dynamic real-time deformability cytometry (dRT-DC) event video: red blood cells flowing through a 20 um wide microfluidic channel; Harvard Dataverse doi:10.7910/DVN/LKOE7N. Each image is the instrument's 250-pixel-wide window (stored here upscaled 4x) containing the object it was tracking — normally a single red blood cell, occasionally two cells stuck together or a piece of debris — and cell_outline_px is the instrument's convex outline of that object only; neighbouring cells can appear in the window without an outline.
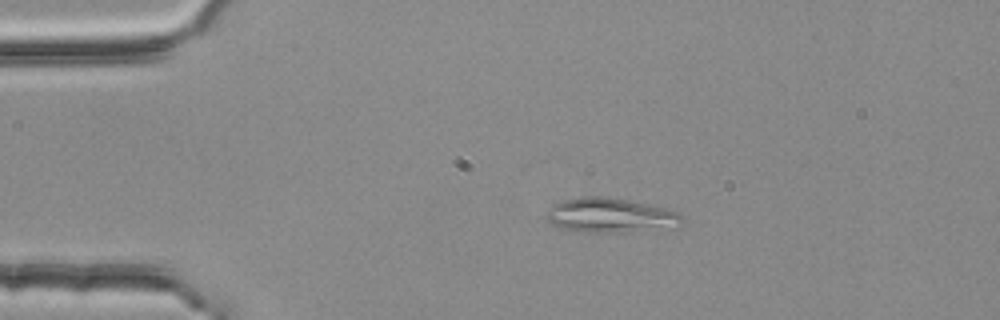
{"species": "common noctule bat (a hibernating species)", "species_latin": "Nyctalus noctula", "temperature_condition": "room temperature", "stored_images_in_passage": 53, "camera_frame_rate_fps": 3000, "um_per_image_px": 0.085, "animal": {"sex": "female", "body_mass_g": 25.1}, "frame": {"image": 1, "passage_image": 11, "time_ms": 3.333, "image_size_px": [1000, 320], "cell_outline_px": [[684, 220], [680, 228], [612, 232], [584, 232], [560, 228], [544, 220], [552, 204], [564, 200], [580, 196], [604, 196], [628, 200], [664, 208], [676, 212], [684, 216]], "centroid_in_image_um": [51.9, 18.31], "position_along_channel_um": 33.1, "area_um2": 27.57}}
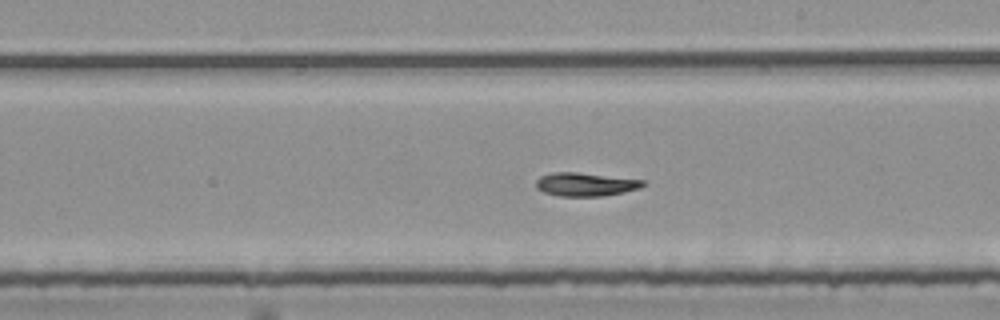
{"frame": {"image": 2, "passage_image": 31, "time_ms": 10.0, "image_size_px": [1000, 320], "cell_outline_px": [[644, 184], [640, 188], [624, 192], [604, 196], [560, 196], [544, 192], [536, 188], [536, 180], [540, 176], [552, 172], [576, 172], [644, 180]], "centroid_in_image_um": [49.74, 15.67], "position_along_channel_um": 239.3, "area_um2": 14.57}}
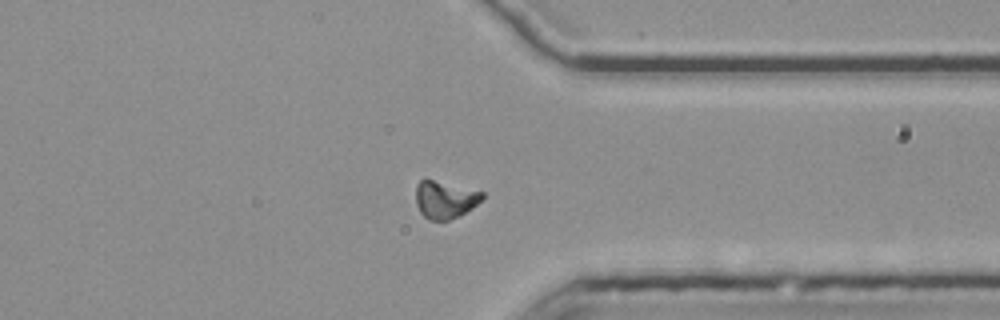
{"frame": {"image": 3, "passage_image": 42, "time_ms": 13.667, "image_size_px": [1000, 320], "cell_outline_px": [[484, 196], [472, 208], [460, 216], [448, 220], [428, 220], [420, 212], [416, 204], [416, 184], [424, 176], [484, 192]], "centroid_in_image_um": [37.79, 16.93], "position_along_channel_um": 373.6, "area_um2": 14.91}, "authors_computed_cell_mechanics": {"area_um2": 14.739, "velocity_mm_per_s": 3.7683, "shape_relaxation_time_tau1_ms": null, "shape_relaxation_time_tau2_ms": 6.4502, "deformation_change_tau1": null, "deformation_change_tau2": 0.109}}